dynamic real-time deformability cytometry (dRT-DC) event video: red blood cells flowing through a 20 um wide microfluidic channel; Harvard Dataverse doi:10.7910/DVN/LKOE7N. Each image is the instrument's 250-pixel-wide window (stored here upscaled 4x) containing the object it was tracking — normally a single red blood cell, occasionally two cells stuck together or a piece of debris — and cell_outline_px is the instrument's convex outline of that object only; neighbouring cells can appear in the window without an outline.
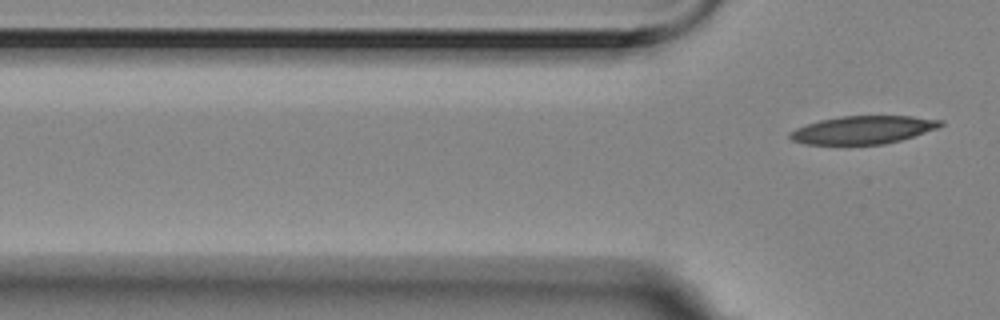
{"species": "Egyptian fruit bat (a non-hibernating species)", "species_latin": "Rousettus aegyptiacus", "temperature_condition": "room temperature", "stored_images_in_passage": 5, "segment_of_instrument_passage": [2, 2], "camera_frame_rate_fps": 3000, "um_per_image_px": 0.085, "animal": {"sex": "female"}, "frame": {"image": 1, "passage_image": 5, "time_ms": 1.333, "image_size_px": [1000, 320], "cell_outline_px": [[944, 124], [936, 128], [900, 140], [884, 144], [804, 144], [792, 140], [788, 136], [788, 132], [796, 128], [820, 120], [840, 116], [912, 116], [944, 120]], "centroid_in_image_um": [73.33, 11.03], "position_along_channel_um": 52.5, "area_um2": 24.39}}